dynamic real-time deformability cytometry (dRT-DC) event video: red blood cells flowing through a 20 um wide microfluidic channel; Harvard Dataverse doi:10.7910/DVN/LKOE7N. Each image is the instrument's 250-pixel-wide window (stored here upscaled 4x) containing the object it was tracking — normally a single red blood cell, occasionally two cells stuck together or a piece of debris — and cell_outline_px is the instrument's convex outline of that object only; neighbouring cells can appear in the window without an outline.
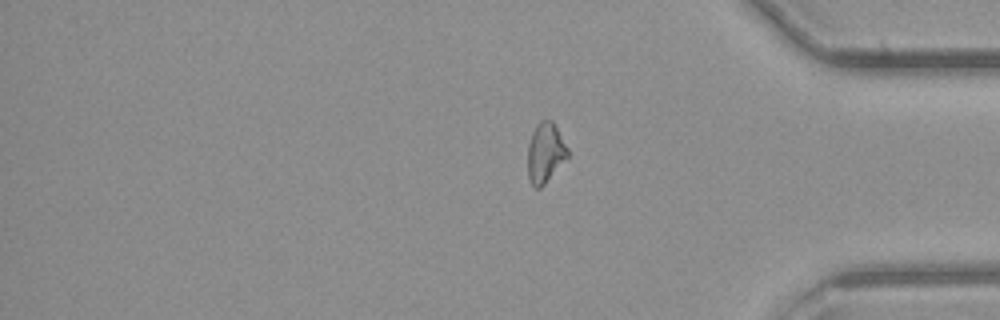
{"species": "common noctule bat (a hibernating species)", "species_latin": "Nyctalus noctula", "temperature_condition": "cold", "stored_images_in_passage": 16, "segment_of_instrument_passage": [2, 2], "camera_frame_rate_fps": 3000, "um_per_image_px": 0.085, "animal": {"sex": "male", "body_mass_g": 23.1, "forearm_length_mm": 52.7}, "frame": {"image": 1, "passage_image": 16, "time_ms": 19.667, "image_size_px": [1000, 320], "cell_outline_px": [[568, 156], [544, 184], [540, 188], [532, 188], [528, 176], [528, 144], [532, 132], [536, 124], [540, 120], [552, 120], [568, 148]], "centroid_in_image_um": [46.33, 12.98], "position_along_channel_um": 388.9, "area_um2": 13.87}}